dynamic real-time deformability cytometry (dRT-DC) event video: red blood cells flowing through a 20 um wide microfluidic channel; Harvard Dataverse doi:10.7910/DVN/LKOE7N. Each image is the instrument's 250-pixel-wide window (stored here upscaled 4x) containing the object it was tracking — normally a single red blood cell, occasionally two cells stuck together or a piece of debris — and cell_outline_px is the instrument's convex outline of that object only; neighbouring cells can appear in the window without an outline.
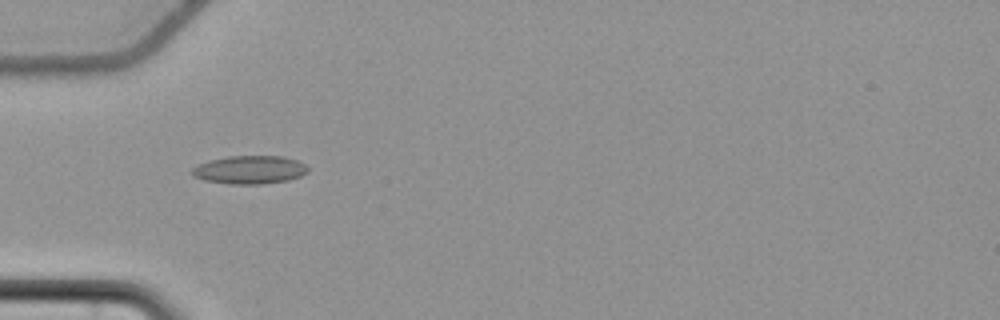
{"species": "common noctule bat (a hibernating species)", "species_latin": "Nyctalus noctula", "temperature_condition": "cold", "stored_images_in_passage": 58, "camera_frame_rate_fps": 3000, "um_per_image_px": 0.085, "animal": {"sex": "female", "body_mass_g": 22.7, "forearm_length_mm": 54.2}, "frame": {"image": 1, "passage_image": 20, "time_ms": 6.333, "image_size_px": [1000, 320], "cell_outline_px": [[308, 172], [300, 176], [288, 180], [260, 184], [232, 184], [204, 180], [192, 176], [192, 168], [196, 164], [208, 160], [228, 156], [284, 156], [296, 160], [304, 164], [308, 168]], "centroid_in_image_um": [21.19, 14.42], "position_along_channel_um": 63.8, "area_um2": 19.13}}
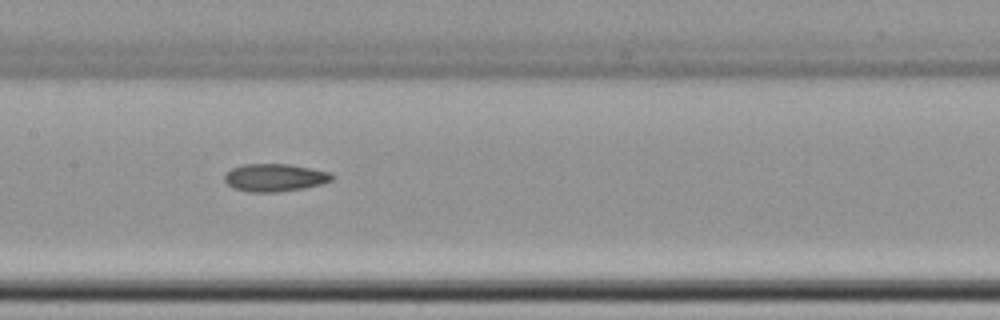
{"frame": {"image": 2, "passage_image": 30, "time_ms": 9.667, "image_size_px": [1000, 320], "cell_outline_px": [[332, 180], [320, 184], [304, 188], [276, 192], [248, 192], [232, 188], [224, 180], [224, 176], [232, 168], [244, 164], [288, 164], [312, 168], [328, 172], [332, 176]], "centroid_in_image_um": [23.32, 15.1], "position_along_channel_um": 184.1, "area_um2": 17.22}}
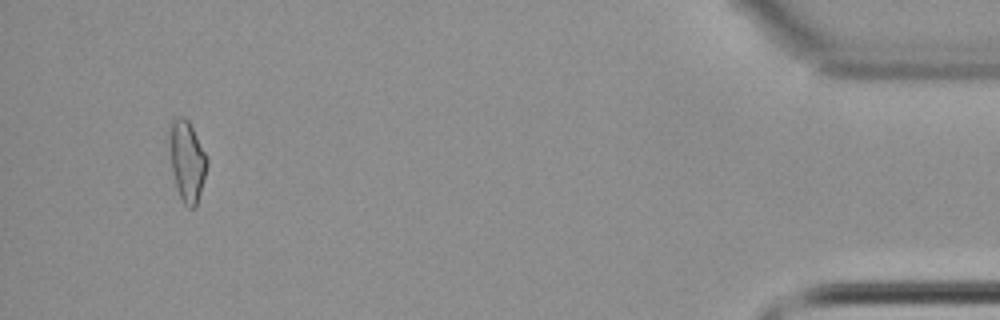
{"frame": {"image": 3, "passage_image": 55, "time_ms": 18.0, "image_size_px": [1000, 320], "cell_outline_px": [[208, 164], [196, 208], [188, 208], [184, 204], [180, 196], [172, 172], [164, 136], [168, 124], [176, 116], [184, 116], [188, 120], [208, 156]], "centroid_in_image_um": [15.83, 13.58], "position_along_channel_um": 419.4, "area_um2": 18.67}, "authors_computed_cell_mechanics": {"area_um2": 17.5712, "velocity_mm_per_s": 3.6996, "shape_relaxation_time_tau1_ms": null, "shape_relaxation_time_tau2_ms": 3.7056, "deformation_change_tau1": null, "deformation_change_tau2": 0.1013}}